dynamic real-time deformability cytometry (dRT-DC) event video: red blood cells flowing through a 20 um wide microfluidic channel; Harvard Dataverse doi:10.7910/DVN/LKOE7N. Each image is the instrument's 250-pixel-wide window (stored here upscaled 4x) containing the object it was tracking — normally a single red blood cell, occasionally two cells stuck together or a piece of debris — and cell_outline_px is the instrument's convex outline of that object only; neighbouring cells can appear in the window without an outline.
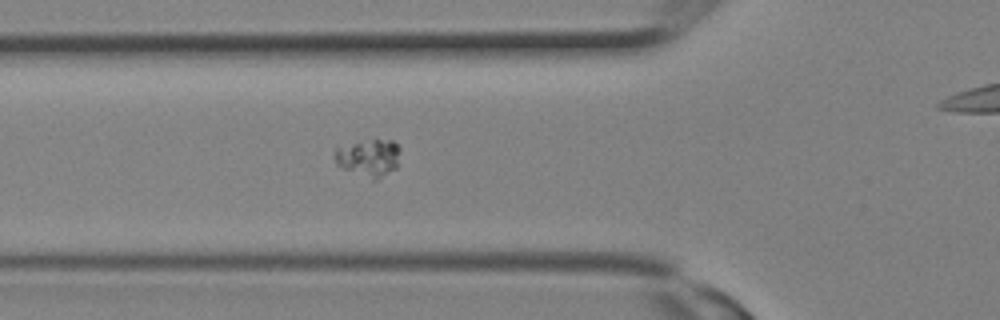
{"species": "Egyptian fruit bat (a non-hibernating species)", "species_latin": "Rousettus aegyptiacus", "temperature_condition": "room temperature", "stored_images_in_passage": 6, "segment_of_instrument_passage": [1, 2], "camera_frame_rate_fps": 3000, "um_per_image_px": 0.085, "animal": {"sex": "female"}, "frame": {"image": 1, "passage_image": 5, "time_ms": 1.333, "image_size_px": [1000, 320], "cell_outline_px": [[400, 152], [396, 168], [376, 180], [372, 180], [344, 168], [336, 164], [332, 156], [332, 152], [336, 148], [372, 140], [392, 140], [400, 148]], "centroid_in_image_um": [31.33, 13.43], "position_along_channel_um": 94.5, "area_um2": 14.05}}